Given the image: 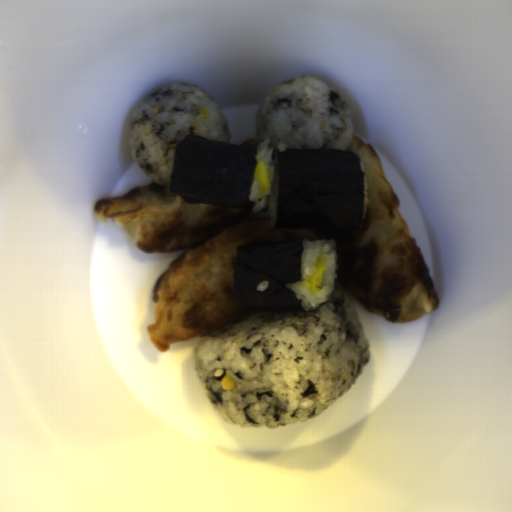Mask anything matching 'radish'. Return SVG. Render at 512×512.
Masks as SVG:
<instances>
[{
  "mask_svg": "<svg viewBox=\"0 0 512 512\" xmlns=\"http://www.w3.org/2000/svg\"><path fill=\"white\" fill-rule=\"evenodd\" d=\"M254 181L257 182L259 192L258 196L263 197L266 192L270 189L271 182L269 180L268 167L265 162H258L254 171Z\"/></svg>",
  "mask_w": 512,
  "mask_h": 512,
  "instance_id": "radish-1",
  "label": "radish"
},
{
  "mask_svg": "<svg viewBox=\"0 0 512 512\" xmlns=\"http://www.w3.org/2000/svg\"><path fill=\"white\" fill-rule=\"evenodd\" d=\"M329 269V265L323 260L316 261L313 273L306 278V282L310 285L321 287L324 280V272Z\"/></svg>",
  "mask_w": 512,
  "mask_h": 512,
  "instance_id": "radish-2",
  "label": "radish"
}]
</instances>
